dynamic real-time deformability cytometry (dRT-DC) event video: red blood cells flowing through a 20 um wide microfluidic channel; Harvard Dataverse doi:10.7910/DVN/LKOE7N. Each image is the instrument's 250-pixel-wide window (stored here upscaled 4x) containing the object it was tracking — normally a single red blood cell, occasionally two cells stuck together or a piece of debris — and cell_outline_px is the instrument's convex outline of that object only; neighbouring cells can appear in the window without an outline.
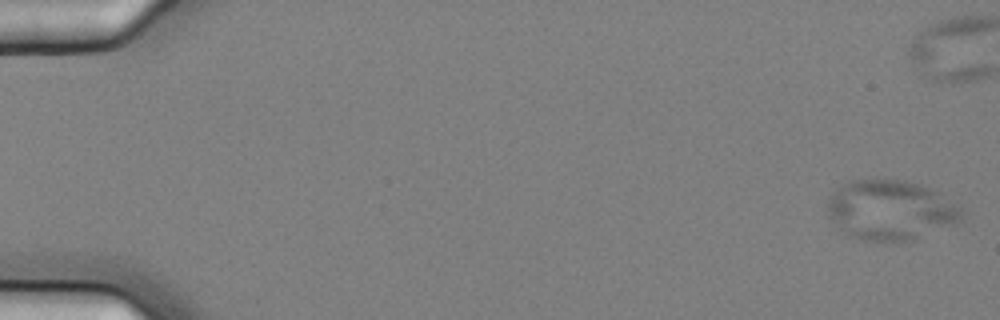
{"species": "common noctule bat (a hibernating species)", "species_latin": "Nyctalus noctula", "temperature_condition": "cold", "stored_images_in_passage": 4, "segment_of_instrument_passage": [2, 2], "camera_frame_rate_fps": 3000, "um_per_image_px": 0.085, "animal": {"sex": "female", "body_mass_g": 25.1}, "frame": {"image": 1, "passage_image": 4, "time_ms": 1.0, "image_size_px": [1000, 320], "cell_outline_px": [[964, 212], [960, 220], [956, 224], [908, 240], [860, 240], [848, 236], [840, 228], [832, 216], [828, 208], [828, 204], [832, 196], [844, 184], [852, 180], [904, 180], [920, 184], [932, 188], [960, 208]], "centroid_in_image_um": [75.74, 17.85], "position_along_channel_um": 9.3, "area_um2": 45.66}}